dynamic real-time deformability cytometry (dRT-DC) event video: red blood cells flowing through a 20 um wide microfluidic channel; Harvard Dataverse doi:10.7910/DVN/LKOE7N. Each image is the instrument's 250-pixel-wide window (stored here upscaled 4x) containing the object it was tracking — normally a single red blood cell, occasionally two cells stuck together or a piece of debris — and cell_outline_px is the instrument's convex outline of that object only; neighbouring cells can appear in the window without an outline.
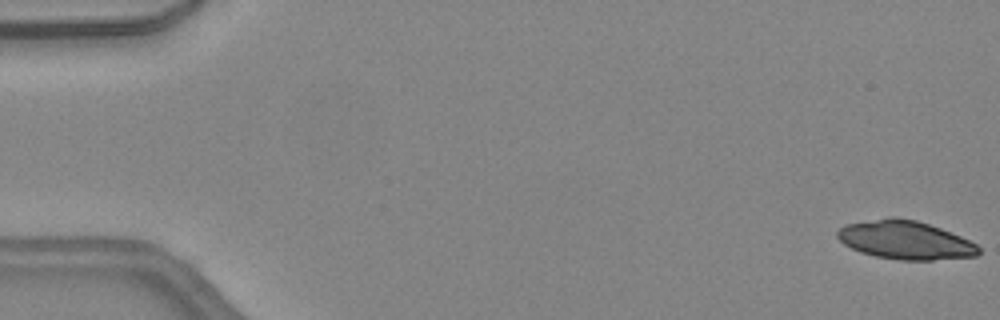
{"species": "common noctule bat (a hibernating species)", "species_latin": "Nyctalus noctula", "temperature_condition": "warm", "stored_images_in_passage": 46, "camera_frame_rate_fps": 3000, "um_per_image_px": 0.085, "animal": {"sex": "female", "body_mass_g": 24.6, "forearm_length_mm": 56.2}, "frame": {"image": 1, "passage_image": 1, "time_ms": 0.0, "image_size_px": [1000, 320], "cell_outline_px": [[980, 252], [976, 256], [932, 260], [900, 260], [876, 256], [860, 252], [844, 244], [836, 236], [836, 232], [840, 228], [848, 224], [888, 216], [896, 216], [916, 220], [940, 228], [960, 236], [976, 244], [980, 248]], "centroid_in_image_um": [76.94, 20.4], "position_along_channel_um": 8.1, "area_um2": 31.62}}